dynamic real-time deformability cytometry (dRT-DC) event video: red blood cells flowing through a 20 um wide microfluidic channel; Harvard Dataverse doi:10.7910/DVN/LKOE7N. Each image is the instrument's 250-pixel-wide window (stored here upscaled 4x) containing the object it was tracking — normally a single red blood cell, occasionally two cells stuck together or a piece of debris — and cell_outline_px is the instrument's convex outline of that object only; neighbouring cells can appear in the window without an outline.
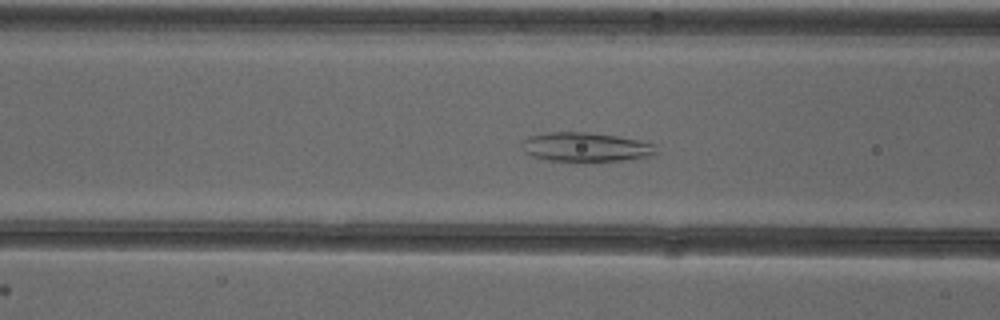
{"species": "common noctule bat (a hibernating species)", "species_latin": "Nyctalus noctula", "temperature_condition": "cold", "stored_images_in_passage": 47, "camera_frame_rate_fps": 3000, "um_per_image_px": 0.085, "animal": {"sex": "female"}, "frame": {"image": 1, "passage_image": 15, "time_ms": 4.667, "image_size_px": [1000, 320], "cell_outline_px": [[656, 156], [624, 160], [548, 160], [532, 156], [524, 152], [520, 144], [520, 140], [528, 136], [548, 132], [584, 132], [616, 136], [640, 140], [656, 144]], "centroid_in_image_um": [49.78, 12.48], "position_along_channel_um": 116.8, "area_um2": 22.83}}
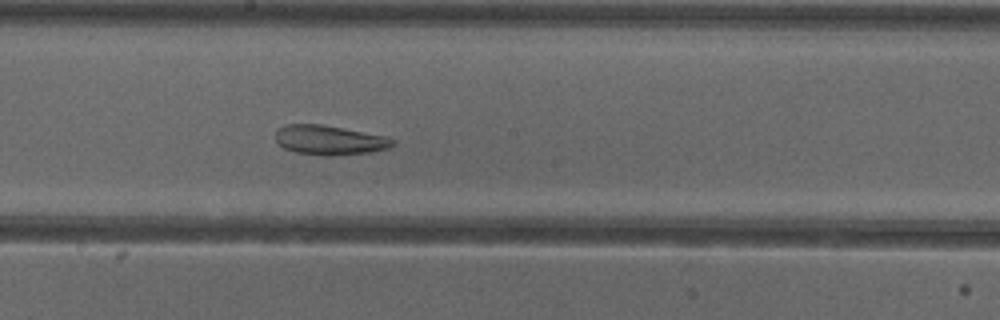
{"frame": {"image": 2, "passage_image": 23, "time_ms": 7.333, "image_size_px": [1000, 320], "cell_outline_px": [[396, 144], [388, 148], [368, 152], [328, 156], [320, 156], [296, 152], [284, 148], [276, 140], [276, 132], [284, 124], [320, 124], [388, 136], [396, 140]], "centroid_in_image_um": [28.03, 11.9], "position_along_channel_um": 220.2, "area_um2": 20.17}}
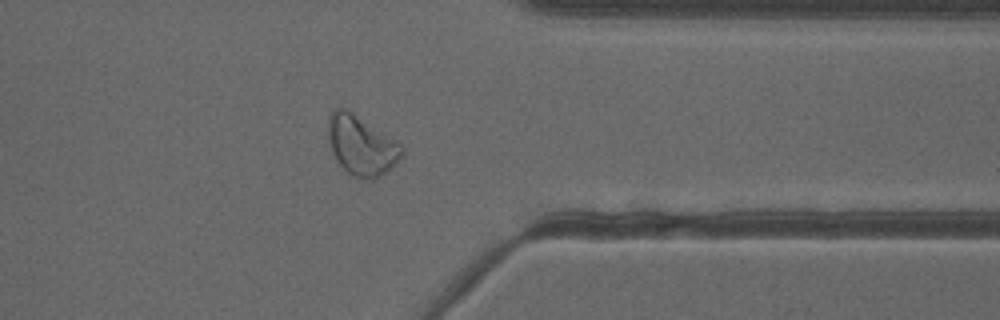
{"frame": {"image": 3, "passage_image": 36, "time_ms": 11.667, "image_size_px": [1000, 320], "cell_outline_px": [[404, 152], [400, 160], [388, 172], [372, 180], [364, 180], [352, 176], [336, 160], [332, 152], [328, 140], [328, 116], [332, 108], [344, 108], [352, 112], [400, 144], [404, 148]], "centroid_in_image_um": [30.7, 12.39], "position_along_channel_um": 380.7, "area_um2": 25.66}, "authors_computed_cell_mechanics": {"area_um2": 26.01, "velocity_mm_per_s": 3.8789, "shape_relaxation_time_tau1_ms": null, "shape_relaxation_time_tau2_ms": 3.463, "deformation_change_tau1": null, "deformation_change_tau2": 0.1077}}